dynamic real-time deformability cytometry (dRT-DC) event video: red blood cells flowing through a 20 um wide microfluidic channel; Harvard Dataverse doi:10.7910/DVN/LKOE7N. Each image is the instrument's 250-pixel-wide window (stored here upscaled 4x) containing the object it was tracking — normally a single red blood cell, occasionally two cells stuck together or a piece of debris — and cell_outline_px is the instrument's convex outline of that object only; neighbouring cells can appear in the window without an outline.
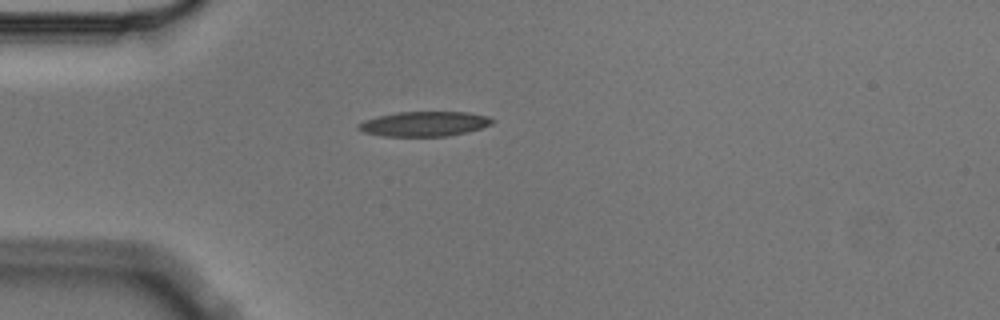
{"species": "Egyptian fruit bat (a non-hibernating species)", "species_latin": "Rousettus aegyptiacus", "temperature_condition": "cold", "stored_images_in_passage": 2, "camera_frame_rate_fps": 3000, "um_per_image_px": 0.085, "animal": {"sex": "male"}, "frame": {"image": 1, "passage_image": 1, "time_ms": 0.0, "image_size_px": [1000, 320], "cell_outline_px": [[496, 120], [492, 124], [480, 128], [448, 136], [380, 136], [364, 132], [356, 128], [356, 124], [364, 120], [396, 112], [468, 112], [488, 116]], "centroid_in_image_um": [36.05, 10.53], "position_along_channel_um": 49.0, "area_um2": 19.36}}